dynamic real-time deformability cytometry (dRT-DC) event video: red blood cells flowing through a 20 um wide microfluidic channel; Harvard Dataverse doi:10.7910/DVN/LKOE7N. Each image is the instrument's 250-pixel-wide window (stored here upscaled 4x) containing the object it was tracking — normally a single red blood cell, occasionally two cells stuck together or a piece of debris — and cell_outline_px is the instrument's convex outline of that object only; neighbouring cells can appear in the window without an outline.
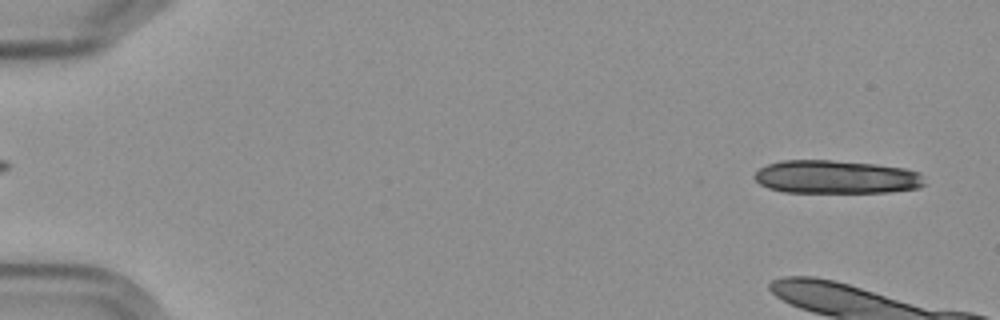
{"species": "Egyptian fruit bat (a non-hibernating species)", "species_latin": "Rousettus aegyptiacus", "temperature_condition": "cold", "stored_images_in_passage": 3, "segment_of_instrument_passage": [2, 2], "camera_frame_rate_fps": 3000, "um_per_image_px": 0.085, "frame": {"image": 1, "passage_image": 3, "time_ms": 3.333, "image_size_px": [1000, 320], "cell_outline_px": [[924, 184], [920, 188], [888, 192], [784, 192], [768, 188], [760, 184], [756, 180], [756, 172], [760, 168], [768, 164], [780, 160], [832, 160], [876, 164], [904, 168], [920, 172]], "centroid_in_image_um": [71.09, 15.04], "position_along_channel_um": 13.9, "area_um2": 33.0}}